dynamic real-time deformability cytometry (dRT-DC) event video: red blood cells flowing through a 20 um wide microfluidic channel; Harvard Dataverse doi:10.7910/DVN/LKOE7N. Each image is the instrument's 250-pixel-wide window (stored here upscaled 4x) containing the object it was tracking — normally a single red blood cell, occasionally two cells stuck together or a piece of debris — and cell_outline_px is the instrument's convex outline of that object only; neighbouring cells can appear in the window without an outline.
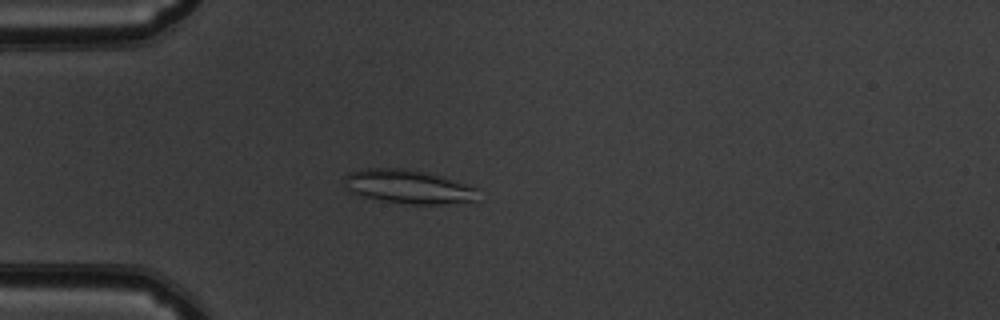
{"species": "common noctule bat (a hibernating species)", "species_latin": "Nyctalus noctula", "temperature_condition": "warm", "stored_images_in_passage": 53, "camera_frame_rate_fps": 3000, "um_per_image_px": 0.085, "animal": {"sex": "male", "body_mass_g": 19.5, "forearm_length_mm": 54.6}, "frame": {"image": 1, "passage_image": 15, "time_ms": 4.667, "image_size_px": [1000, 320], "cell_outline_px": [[476, 200], [444, 204], [408, 204], [380, 200], [364, 196], [352, 192], [344, 188], [344, 176], [348, 172], [364, 168], [404, 168], [424, 172], [468, 184], [476, 188]], "centroid_in_image_um": [34.64, 15.86], "position_along_channel_um": 50.4, "area_um2": 26.18}}
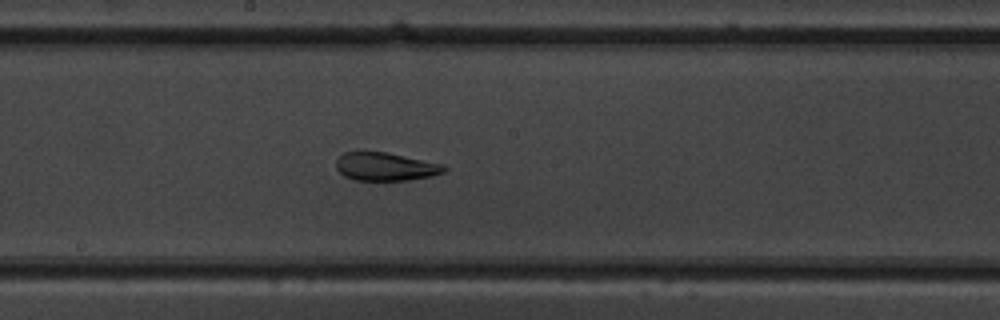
{"frame": {"image": 2, "passage_image": 29, "time_ms": 9.333, "image_size_px": [1000, 320], "cell_outline_px": [[448, 168], [444, 172], [432, 176], [408, 180], [352, 180], [344, 176], [336, 168], [336, 160], [344, 152], [388, 152], [444, 164]], "centroid_in_image_um": [32.79, 14.16], "position_along_channel_um": 215.4, "area_um2": 17.86}}
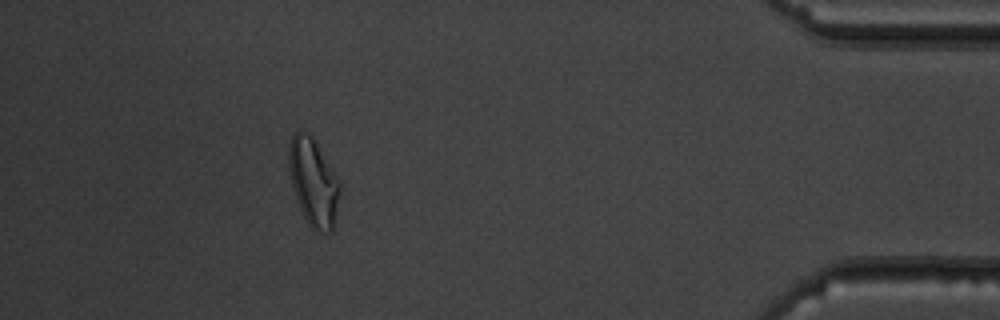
{"frame": {"image": 3, "passage_image": 48, "time_ms": 15.667, "image_size_px": [1000, 320], "cell_outline_px": [[340, 196], [332, 232], [328, 232], [312, 228], [308, 224], [300, 208], [292, 188], [288, 168], [288, 144], [292, 132], [300, 128], [308, 132], [316, 140], [340, 180]], "centroid_in_image_um": [26.62, 15.39], "position_along_channel_um": 408.6, "area_um2": 26.65}, "authors_computed_cell_mechanics": {"area_um2": 22.8888, "velocity_mm_per_s": 3.8381, "shape_relaxation_time_tau1_ms": null, "shape_relaxation_time_tau2_ms": 1.764, "deformation_change_tau1": null, "deformation_change_tau2": 0.0885}}